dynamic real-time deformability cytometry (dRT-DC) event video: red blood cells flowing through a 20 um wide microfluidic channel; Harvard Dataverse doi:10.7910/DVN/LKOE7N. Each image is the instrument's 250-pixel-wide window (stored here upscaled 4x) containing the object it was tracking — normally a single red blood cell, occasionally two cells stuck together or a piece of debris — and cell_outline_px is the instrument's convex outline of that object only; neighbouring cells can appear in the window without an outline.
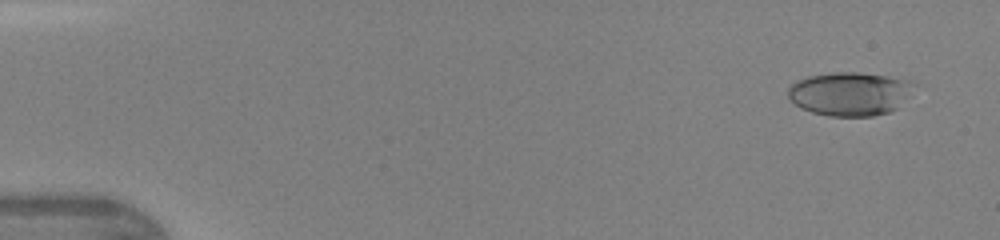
{"species": "human", "species_latin": "Homo sapiens", "temperature_condition": "warm", "stored_images_in_passage": 16, "camera_frame_rate_fps": 3000, "um_per_image_px": 0.085, "donor": {"sex": "female"}, "frame": {"image": 1, "passage_image": 3, "time_ms": 0.667, "image_size_px": [1000, 240], "cell_outline_px": [[904, 84], [896, 108], [888, 112], [872, 116], [828, 116], [812, 112], [800, 108], [788, 100], [788, 88], [796, 80], [808, 76], [832, 72], [860, 72], [888, 76], [900, 80]], "centroid_in_image_um": [71.94, 7.98], "position_along_channel_um": 13.1, "area_um2": 30.58}}
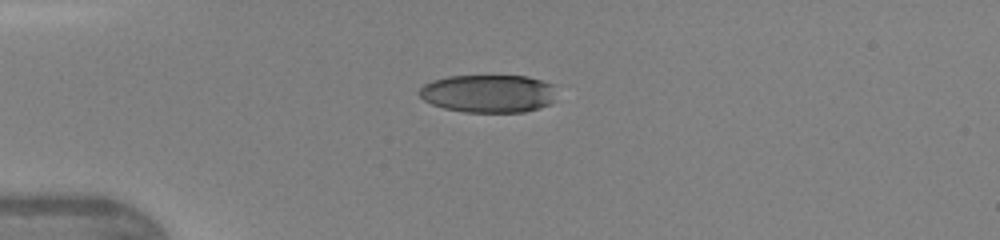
{"frame": {"image": 2, "passage_image": 12, "time_ms": 3.667, "image_size_px": [1000, 240], "cell_outline_px": [[556, 84], [552, 100], [548, 104], [540, 108], [524, 112], [464, 112], [444, 108], [432, 104], [424, 100], [420, 96], [420, 88], [424, 84], [432, 80], [448, 76], [528, 76], [544, 80]], "centroid_in_image_um": [41.53, 7.94], "position_along_channel_um": 43.5, "area_um2": 30.52}}
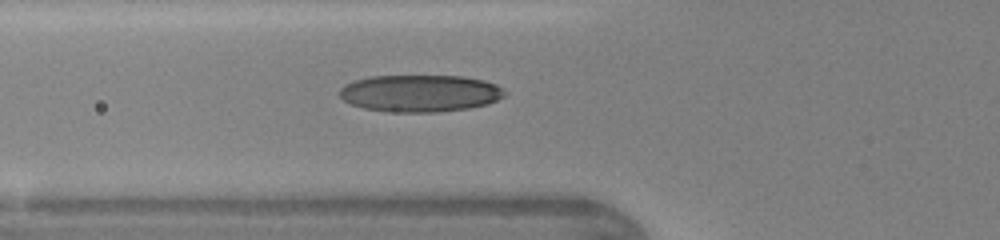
{"frame": {"image": 3, "passage_image": 16, "time_ms": 5.0, "image_size_px": [1000, 240], "cell_outline_px": [[504, 96], [488, 104], [468, 108], [436, 112], [396, 112], [364, 108], [352, 104], [344, 100], [340, 96], [340, 88], [344, 84], [352, 80], [368, 76], [464, 76], [484, 80], [496, 84], [504, 92]], "centroid_in_image_um": [35.68, 7.92], "position_along_channel_um": 90.1, "area_um2": 35.6}}